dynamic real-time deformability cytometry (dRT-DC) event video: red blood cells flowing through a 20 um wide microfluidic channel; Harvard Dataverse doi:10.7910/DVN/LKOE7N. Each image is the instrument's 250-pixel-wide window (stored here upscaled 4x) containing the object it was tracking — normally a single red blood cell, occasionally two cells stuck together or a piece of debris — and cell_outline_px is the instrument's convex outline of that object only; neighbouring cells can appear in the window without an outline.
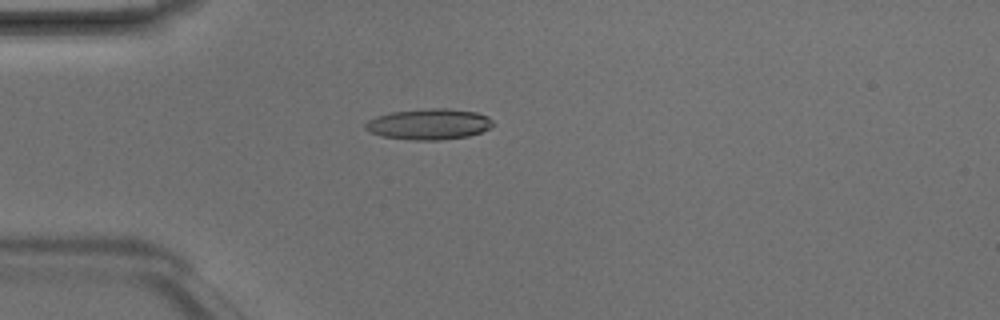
{"species": "Egyptian fruit bat (a non-hibernating species)", "species_latin": "Rousettus aegyptiacus", "temperature_condition": "room temperature", "stored_images_in_passage": 5, "camera_frame_rate_fps": 3000, "um_per_image_px": 0.085, "animal": {"sex": "male"}, "frame": {"image": 1, "passage_image": 4, "time_ms": 1.0, "image_size_px": [1000, 320], "cell_outline_px": [[492, 124], [488, 128], [480, 132], [468, 136], [440, 140], [412, 140], [380, 136], [368, 132], [364, 128], [364, 124], [368, 120], [376, 116], [392, 112], [432, 108], [448, 108], [476, 112], [488, 116], [492, 120]], "centroid_in_image_um": [36.41, 10.55], "position_along_channel_um": 48.6, "area_um2": 22.95}}